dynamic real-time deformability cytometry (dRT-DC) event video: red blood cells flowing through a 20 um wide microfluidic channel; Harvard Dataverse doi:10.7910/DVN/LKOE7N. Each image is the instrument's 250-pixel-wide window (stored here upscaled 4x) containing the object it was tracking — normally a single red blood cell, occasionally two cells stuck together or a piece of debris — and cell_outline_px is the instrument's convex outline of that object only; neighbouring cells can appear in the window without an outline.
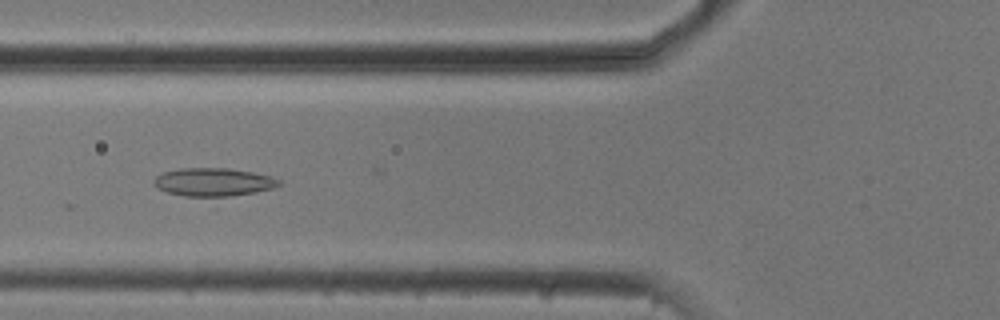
{"species": "common noctule bat (a hibernating species)", "species_latin": "Nyctalus noctula", "temperature_condition": "cold", "stored_images_in_passage": 43, "camera_frame_rate_fps": 3000, "um_per_image_px": 0.085, "animal": {"sex": "male", "body_mass_g": 20.5, "forearm_length_mm": 52.5}, "frame": {"image": 1, "passage_image": 19, "time_ms": 6.0, "image_size_px": [1000, 320], "cell_outline_px": [[280, 184], [272, 188], [216, 208], [156, 188], [152, 184], [152, 180], [156, 176], [164, 172], [180, 168], [228, 168], [252, 172], [272, 176], [280, 180]], "centroid_in_image_um": [18.18, 15.68], "position_along_channel_um": 107.6, "area_um2": 24.04}}
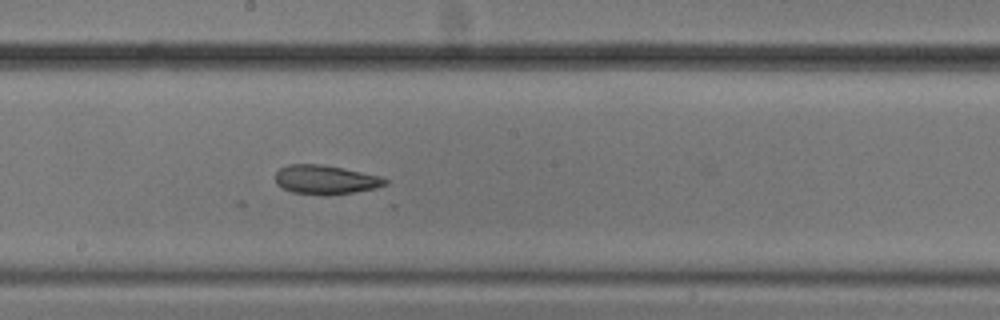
{"frame": {"image": 2, "passage_image": 28, "time_ms": 9.0, "image_size_px": [1000, 320], "cell_outline_px": [[388, 184], [376, 188], [352, 192], [324, 196], [292, 192], [276, 184], [276, 172], [280, 168], [288, 164], [320, 164], [380, 176], [388, 180]], "centroid_in_image_um": [27.65, 15.28], "position_along_channel_um": 220.5, "area_um2": 18.5}}
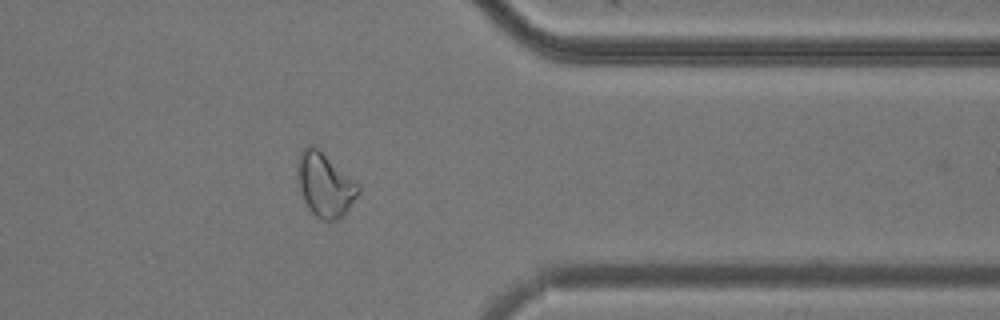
{"frame": {"image": 3, "passage_image": 42, "time_ms": 13.667, "image_size_px": [1000, 320], "cell_outline_px": [[360, 192], [344, 216], [336, 220], [320, 220], [308, 208], [300, 192], [296, 180], [296, 164], [300, 152], [308, 144], [316, 144], [356, 180], [360, 184]], "centroid_in_image_um": [27.61, 15.65], "position_along_channel_um": 383.8, "area_um2": 23.58}}